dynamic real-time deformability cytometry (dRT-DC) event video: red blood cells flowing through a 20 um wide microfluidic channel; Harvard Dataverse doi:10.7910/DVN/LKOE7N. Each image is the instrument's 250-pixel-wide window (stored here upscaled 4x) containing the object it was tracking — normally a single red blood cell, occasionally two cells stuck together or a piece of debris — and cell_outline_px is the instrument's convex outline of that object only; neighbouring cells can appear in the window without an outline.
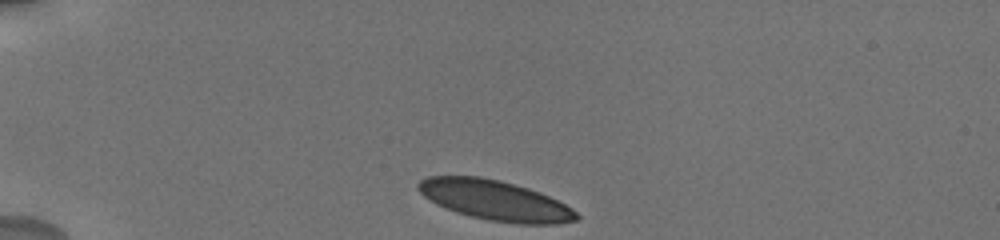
{"species": "human", "species_latin": "Homo sapiens", "temperature_condition": "cold", "stored_images_in_passage": 34, "camera_frame_rate_fps": 3000, "um_per_image_px": 0.085, "donor": {"sex": "male"}, "frame": {"image": 1, "passage_image": 1, "time_ms": 0.0, "image_size_px": [1000, 240], "cell_outline_px": [[580, 220], [556, 224], [516, 224], [488, 220], [456, 212], [436, 204], [424, 196], [416, 188], [416, 184], [420, 180], [428, 176], [480, 176], [500, 180], [528, 188], [540, 192], [572, 208], [580, 216]], "centroid_in_image_um": [42.08, 17.03], "position_along_channel_um": 42.9, "area_um2": 36.99}}
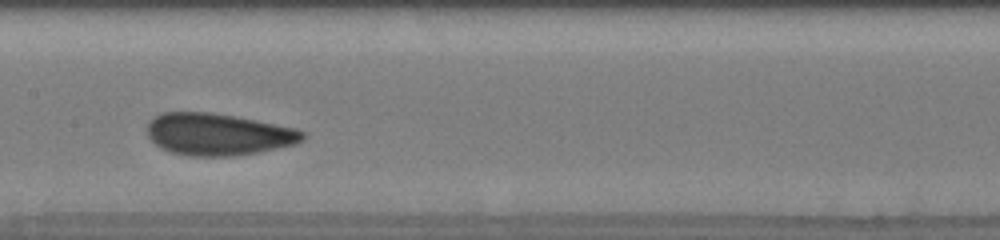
{"frame": {"image": 2, "passage_image": 15, "time_ms": 5.333, "image_size_px": [1000, 240], "cell_outline_px": [[308, 136], [304, 140], [296, 144], [260, 152], [232, 156], [188, 156], [172, 152], [160, 148], [148, 136], [148, 120], [164, 112], [208, 112], [232, 116], [296, 128], [304, 132]], "centroid_in_image_um": [18.56, 11.43], "position_along_channel_um": 188.8, "area_um2": 37.97}}
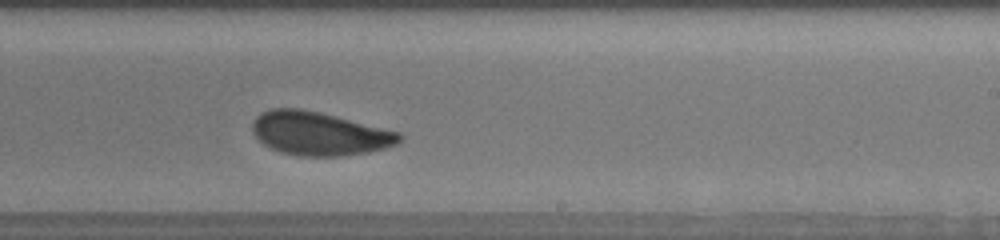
{"frame": {"image": 3, "passage_image": 21, "time_ms": 7.333, "image_size_px": [1000, 240], "cell_outline_px": [[404, 136], [396, 144], [384, 148], [368, 152], [340, 156], [300, 156], [280, 152], [264, 144], [252, 132], [252, 124], [256, 116], [260, 112], [272, 108], [300, 108], [400, 132]], "centroid_in_image_um": [27.11, 11.35], "position_along_channel_um": 261.9, "area_um2": 36.93}, "authors_computed_cell_mechanics": {"area_um2": 37.281, "velocity_mm_per_s": 3.6715, "shape_relaxation_time_tau1_ms": 3.1164, "shape_relaxation_time_tau2_ms": 1.1388, "deformation_change_tau1": 0.1031, "deformation_change_tau2": 0.0587}}